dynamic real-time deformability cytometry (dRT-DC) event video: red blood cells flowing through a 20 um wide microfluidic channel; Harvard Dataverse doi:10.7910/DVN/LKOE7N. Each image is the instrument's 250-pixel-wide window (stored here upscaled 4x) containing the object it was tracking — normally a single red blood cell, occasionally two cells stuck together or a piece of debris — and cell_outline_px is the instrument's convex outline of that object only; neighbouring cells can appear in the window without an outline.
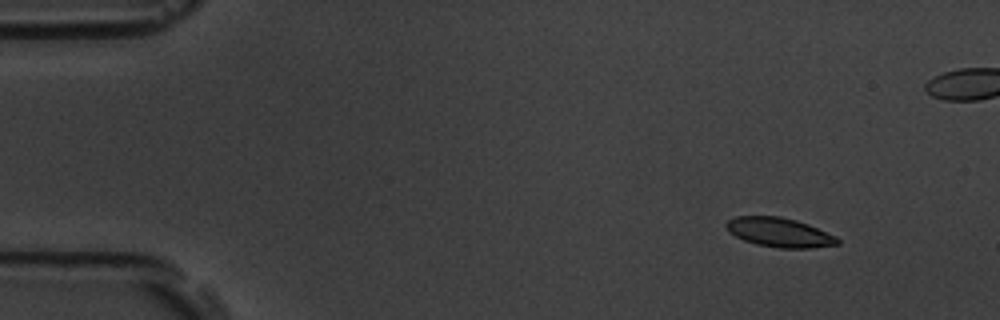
{"species": "common noctule bat (a hibernating species)", "species_latin": "Nyctalus noctula", "temperature_condition": "room temperature", "stored_images_in_passage": 54, "camera_frame_rate_fps": 3000, "um_per_image_px": 0.085, "animal": {"sex": "male", "body_mass_g": 19.5, "forearm_length_mm": 54.6}, "frame": {"image": 1, "passage_image": 1, "time_ms": 0.0, "image_size_px": [1000, 320], "cell_outline_px": [[840, 244], [812, 248], [780, 248], [756, 244], [744, 240], [728, 232], [724, 224], [728, 220], [736, 216], [780, 216], [796, 220], [808, 224], [836, 236], [840, 240]], "centroid_in_image_um": [66.24, 19.75], "position_along_channel_um": 18.8, "area_um2": 19.07}}
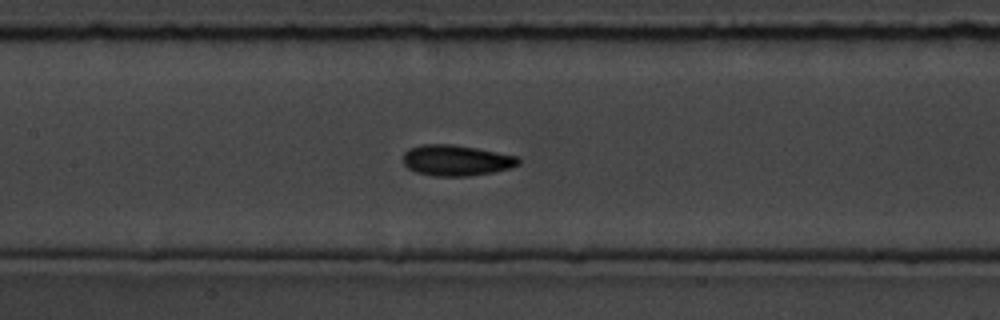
{"frame": {"image": 2, "passage_image": 22, "time_ms": 7.0, "image_size_px": [1000, 320], "cell_outline_px": [[520, 164], [512, 168], [492, 172], [468, 176], [432, 176], [416, 172], [408, 168], [404, 164], [404, 152], [408, 148], [424, 144], [452, 144], [476, 148], [516, 156], [520, 160]], "centroid_in_image_um": [38.77, 13.63], "position_along_channel_um": 168.6, "area_um2": 20.69}}
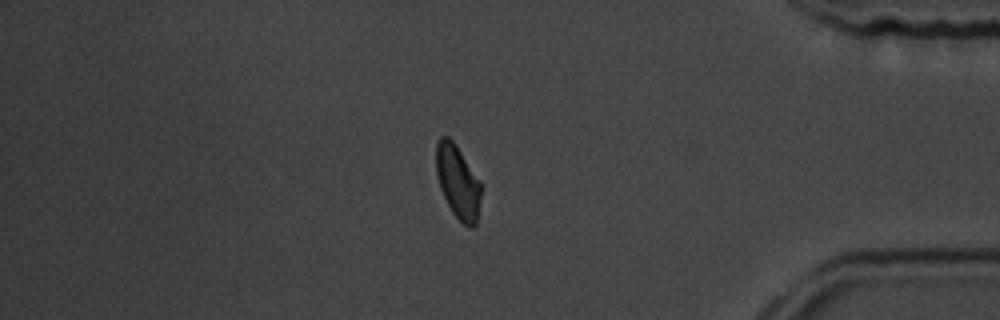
{"frame": {"image": 3, "passage_image": 44, "time_ms": 14.333, "image_size_px": [1000, 320], "cell_outline_px": [[480, 196], [476, 224], [472, 228], [468, 228], [452, 212], [440, 188], [436, 172], [436, 144], [440, 136], [448, 136], [456, 144], [480, 180]], "centroid_in_image_um": [38.9, 15.43], "position_along_channel_um": 396.3, "area_um2": 19.07}, "authors_computed_cell_mechanics": {"area_um2": 19.9699, "velocity_mm_per_s": 3.5372, "shape_relaxation_time_tau1_ms": 3.8846, "shape_relaxation_time_tau2_ms": 3.0453, "deformation_change_tau1": 0.1093, "deformation_change_tau2": 0.0743}}